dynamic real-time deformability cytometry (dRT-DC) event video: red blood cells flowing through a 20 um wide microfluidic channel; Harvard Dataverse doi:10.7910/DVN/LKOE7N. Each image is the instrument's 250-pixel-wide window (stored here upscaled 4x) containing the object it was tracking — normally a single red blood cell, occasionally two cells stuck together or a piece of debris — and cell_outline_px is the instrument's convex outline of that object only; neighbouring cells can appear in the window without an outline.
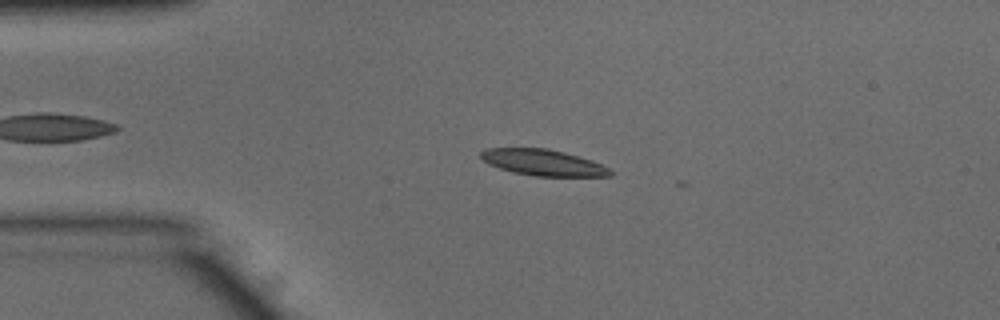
{"species": "common noctule bat (a hibernating species)", "species_latin": "Nyctalus noctula", "temperature_condition": "warm", "stored_images_in_passage": 4, "camera_frame_rate_fps": 3000, "um_per_image_px": 0.085, "animal": {"sex": "male", "body_mass_g": 15.6}, "frame": {"image": 1, "passage_image": 2, "time_ms": 0.333, "image_size_px": [1000, 320], "cell_outline_px": [[612, 176], [536, 176], [512, 172], [488, 164], [480, 156], [480, 152], [484, 148], [548, 148], [564, 152], [592, 160], [608, 168], [612, 172]], "centroid_in_image_um": [46.14, 13.81], "position_along_channel_um": 38.9, "area_um2": 19.65}}